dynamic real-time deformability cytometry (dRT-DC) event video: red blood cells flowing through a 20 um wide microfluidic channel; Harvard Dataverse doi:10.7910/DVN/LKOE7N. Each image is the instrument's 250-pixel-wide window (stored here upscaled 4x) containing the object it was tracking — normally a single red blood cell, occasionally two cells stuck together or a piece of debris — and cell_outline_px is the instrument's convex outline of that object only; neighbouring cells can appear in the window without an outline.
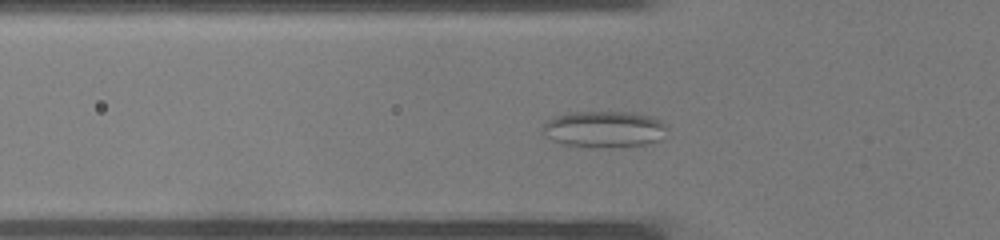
{"species": "common noctule bat (a hibernating species)", "species_latin": "Nyctalus noctula", "temperature_condition": "warm", "stored_images_in_passage": 35, "camera_frame_rate_fps": 3000, "um_per_image_px": 0.085, "animal": {"sex": "male", "body_mass_g": 19.0, "forearm_length_mm": 50.8}, "frame": {"image": 1, "passage_image": 10, "time_ms": 3.0, "image_size_px": [1000, 240], "cell_outline_px": [[664, 128], [660, 140], [644, 144], [620, 148], [592, 148], [564, 144], [552, 140], [544, 136], [540, 132], [544, 120], [568, 112], [632, 112], [648, 116], [660, 120], [664, 124]], "centroid_in_image_um": [51.25, 11.0], "position_along_channel_um": 74.6, "area_um2": 26.76}}
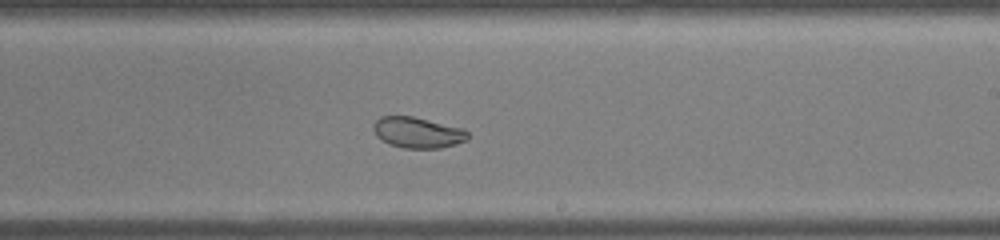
{"frame": {"image": 2, "passage_image": 20, "time_ms": 6.333, "image_size_px": [1000, 240], "cell_outline_px": [[468, 140], [456, 144], [440, 148], [404, 148], [388, 144], [376, 136], [372, 128], [372, 124], [380, 116], [412, 116], [464, 128], [468, 132]], "centroid_in_image_um": [35.49, 11.26], "position_along_channel_um": 253.5, "area_um2": 17.17}}
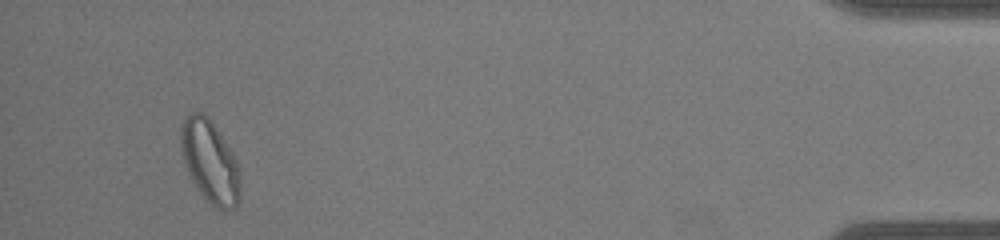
{"frame": {"image": 3, "passage_image": 33, "time_ms": 10.667, "image_size_px": [1000, 240], "cell_outline_px": [[240, 200], [236, 208], [224, 212], [216, 208], [200, 192], [188, 172], [180, 148], [180, 124], [184, 116], [192, 112], [204, 112], [208, 116], [216, 128], [236, 160], [240, 176]], "centroid_in_image_um": [17.84, 13.73], "position_along_channel_um": 417.4, "area_um2": 28.61}}